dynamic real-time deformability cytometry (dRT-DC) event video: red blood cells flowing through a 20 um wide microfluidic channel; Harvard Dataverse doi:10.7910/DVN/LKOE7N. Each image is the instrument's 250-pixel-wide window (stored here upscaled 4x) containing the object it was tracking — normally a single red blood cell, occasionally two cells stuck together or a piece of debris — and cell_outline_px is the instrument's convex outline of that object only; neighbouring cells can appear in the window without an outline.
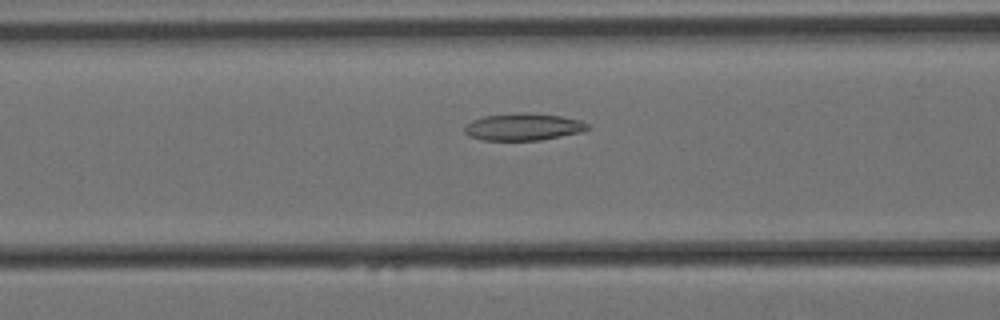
{"species": "Egyptian fruit bat (a non-hibernating species)", "species_latin": "Rousettus aegyptiacus", "temperature_condition": "cold", "stored_images_in_passage": 40, "camera_frame_rate_fps": 3000, "um_per_image_px": 0.085, "animal": {"sex": "female"}, "frame": {"image": 1, "passage_image": 8, "time_ms": 2.333, "image_size_px": [1000, 320], "cell_outline_px": [[588, 128], [580, 132], [540, 140], [480, 140], [468, 136], [464, 132], [464, 128], [472, 120], [484, 116], [524, 112], [528, 112], [560, 116], [580, 120], [588, 124]], "centroid_in_image_um": [44.44, 10.78], "position_along_channel_um": 122.2, "area_um2": 19.31}}
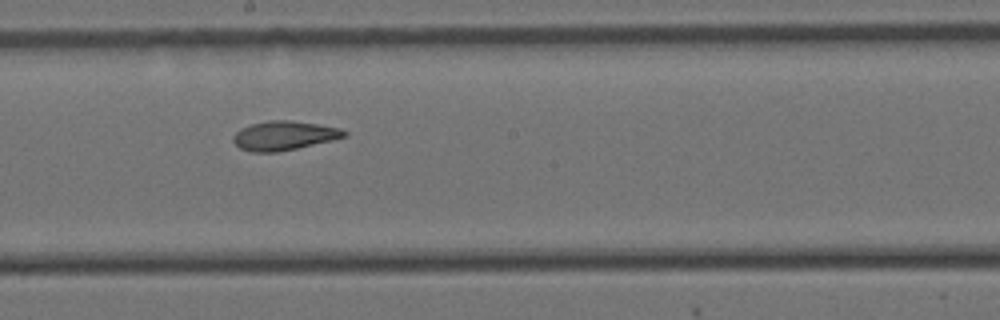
{"frame": {"image": 2, "passage_image": 17, "time_ms": 5.333, "image_size_px": [1000, 320], "cell_outline_px": [[348, 136], [332, 140], [296, 148], [276, 152], [252, 152], [240, 148], [232, 140], [232, 136], [240, 128], [252, 124], [268, 120], [288, 120], [316, 124], [340, 128], [348, 132]], "centroid_in_image_um": [24.13, 11.52], "position_along_channel_um": 224.1, "area_um2": 18.73}}
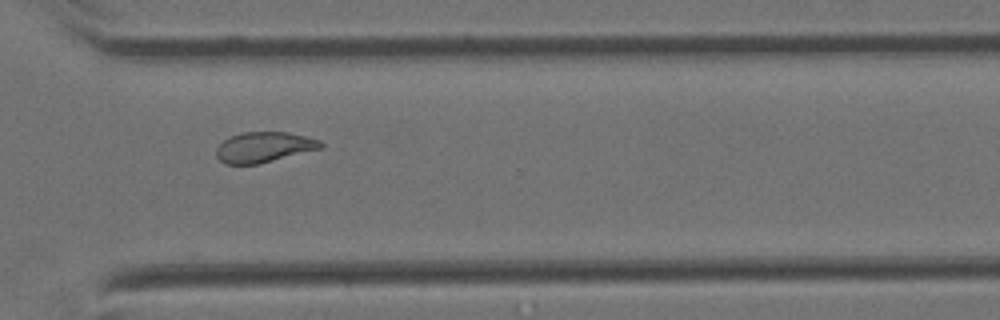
{"frame": {"image": 3, "passage_image": 28, "time_ms": 9.0, "image_size_px": [1000, 320], "cell_outline_px": [[324, 148], [260, 164], [224, 164], [216, 156], [216, 148], [224, 140], [232, 136], [244, 132], [288, 132], [320, 140], [324, 144]], "centroid_in_image_um": [22.47, 12.52], "position_along_channel_um": 348.1, "area_um2": 18.61}, "authors_computed_cell_mechanics": {"area_um2": 18.3804, "velocity_mm_per_s": 3.3919, "shape_relaxation_time_tau1_ms": null, "shape_relaxation_time_tau2_ms": 2.7532, "deformation_change_tau1": null, "deformation_change_tau2": 0.0912}}